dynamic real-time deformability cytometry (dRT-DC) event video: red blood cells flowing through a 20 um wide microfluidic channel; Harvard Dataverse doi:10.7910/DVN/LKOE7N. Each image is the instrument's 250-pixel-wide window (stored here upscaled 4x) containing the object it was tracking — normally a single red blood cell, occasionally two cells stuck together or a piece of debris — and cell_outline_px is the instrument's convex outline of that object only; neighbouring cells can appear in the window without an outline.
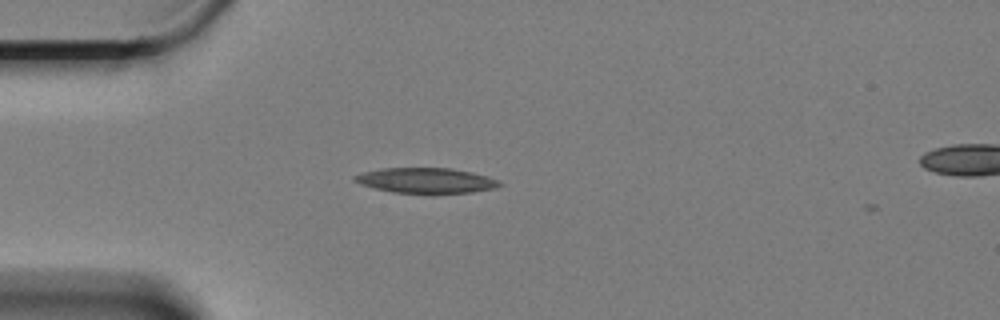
{"species": "Egyptian fruit bat (a non-hibernating species)", "species_latin": "Rousettus aegyptiacus", "temperature_condition": "cold", "stored_images_in_passage": 3, "camera_frame_rate_fps": 3000, "um_per_image_px": 0.085, "animal": {"sex": "female"}, "frame": {"image": 1, "passage_image": 1, "time_ms": 0.0, "image_size_px": [1000, 320], "cell_outline_px": [[504, 184], [496, 188], [472, 192], [392, 192], [360, 184], [352, 180], [352, 176], [364, 172], [380, 168], [448, 168], [472, 172], [488, 176], [500, 180]], "centroid_in_image_um": [36.23, 15.32], "position_along_channel_um": 48.8, "area_um2": 21.1}}